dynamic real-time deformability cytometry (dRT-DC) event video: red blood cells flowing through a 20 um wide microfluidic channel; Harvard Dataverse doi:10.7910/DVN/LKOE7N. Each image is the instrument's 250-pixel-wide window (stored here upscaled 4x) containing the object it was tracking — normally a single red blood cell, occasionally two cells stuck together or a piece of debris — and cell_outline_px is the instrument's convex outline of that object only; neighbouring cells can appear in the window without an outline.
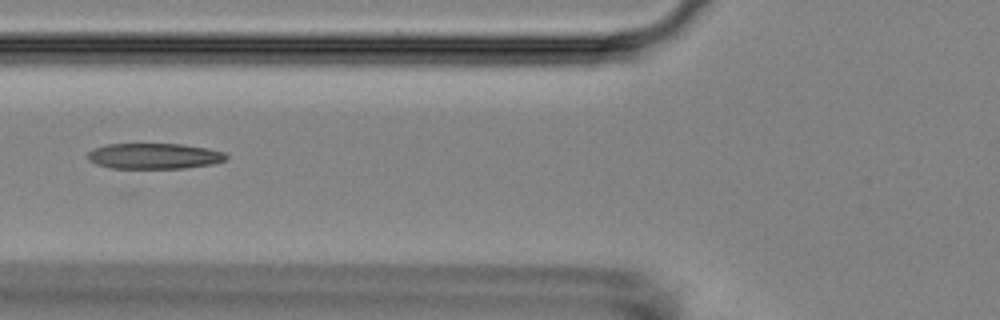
{"species": "Egyptian fruit bat (a non-hibernating species)", "species_latin": "Rousettus aegyptiacus", "temperature_condition": "room temperature", "stored_images_in_passage": 4, "camera_frame_rate_fps": 3000, "um_per_image_px": 0.085, "animal": {"sex": "female"}, "frame": {"image": 1, "passage_image": 4, "time_ms": 4.333, "image_size_px": [1000, 320], "cell_outline_px": [[228, 156], [224, 160], [212, 164], [184, 168], [112, 168], [96, 164], [88, 160], [88, 152], [92, 148], [108, 144], [180, 144], [208, 148], [224, 152]], "centroid_in_image_um": [13.08, 13.26], "position_along_channel_um": 112.7, "area_um2": 20.69}}